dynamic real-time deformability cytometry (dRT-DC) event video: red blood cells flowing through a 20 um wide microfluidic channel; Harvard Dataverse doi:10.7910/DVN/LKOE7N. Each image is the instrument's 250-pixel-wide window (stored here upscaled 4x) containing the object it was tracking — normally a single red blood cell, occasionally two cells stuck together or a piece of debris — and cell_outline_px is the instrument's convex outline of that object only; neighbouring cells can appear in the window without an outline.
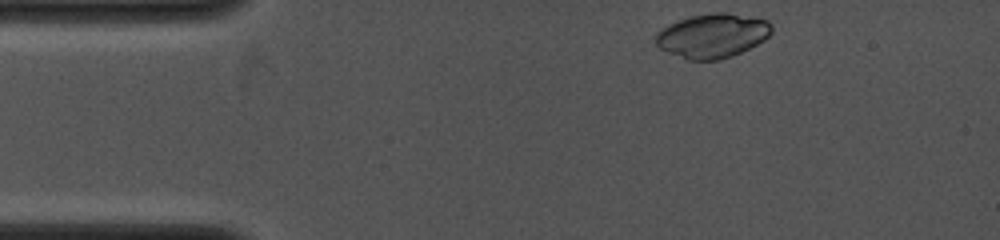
{"species": "common noctule bat (a hibernating species)", "species_latin": "Nyctalus noctula", "temperature_condition": "cold", "stored_images_in_passage": 18, "camera_frame_rate_fps": 4000, "um_per_image_px": 0.085, "animal": {"sex": "female", "body_mass_g": 19.0, "forearm_length_mm": 53.3}, "frame": {"image": 1, "passage_image": 1, "time_ms": 0.0, "image_size_px": [1000, 240], "cell_outline_px": [[772, 32], [764, 40], [732, 56], [720, 60], [688, 60], [668, 52], [660, 48], [656, 44], [656, 32], [668, 24], [692, 16], [712, 12], [728, 12], [768, 20], [772, 24]], "centroid_in_image_um": [60.57, 3.03], "position_along_channel_um": 24.4, "area_um2": 29.82}}
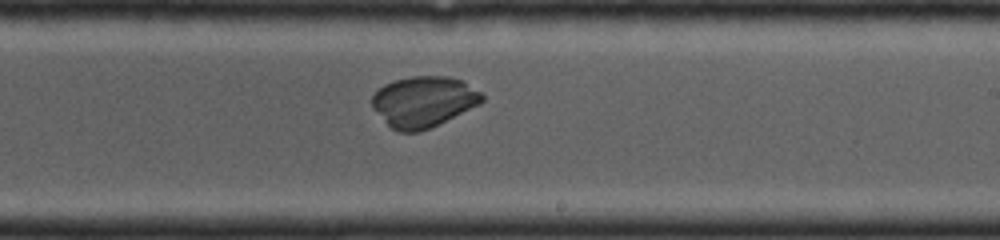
{"frame": {"image": 2, "passage_image": 18, "time_ms": 6.5, "image_size_px": [1000, 240], "cell_outline_px": [[484, 100], [480, 104], [420, 132], [400, 132], [392, 128], [372, 108], [372, 96], [384, 84], [396, 80], [412, 76], [448, 76], [464, 80], [480, 92], [484, 96]], "centroid_in_image_um": [36.01, 8.63], "position_along_channel_um": 253.0, "area_um2": 32.37}}